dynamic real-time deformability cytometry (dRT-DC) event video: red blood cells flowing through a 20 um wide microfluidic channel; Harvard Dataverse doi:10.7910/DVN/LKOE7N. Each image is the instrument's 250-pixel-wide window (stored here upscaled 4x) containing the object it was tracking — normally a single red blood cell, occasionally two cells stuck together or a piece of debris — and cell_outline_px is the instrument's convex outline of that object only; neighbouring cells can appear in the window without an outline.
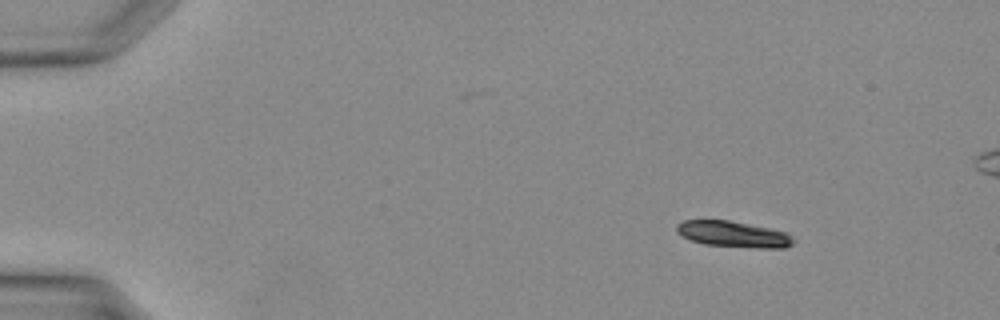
{"species": "Egyptian fruit bat (a non-hibernating species)", "species_latin": "Rousettus aegyptiacus", "temperature_condition": "warm", "stored_images_in_passage": 9, "camera_frame_rate_fps": 3000, "um_per_image_px": 0.085, "animal": {"sex": "female"}, "frame": {"image": 1, "passage_image": 1, "time_ms": 0.0, "image_size_px": [1000, 320], "cell_outline_px": [[796, 240], [792, 244], [784, 248], [756, 248], [704, 244], [692, 240], [676, 232], [676, 224], [684, 220], [728, 220], [788, 232]], "centroid_in_image_um": [62.37, 19.91], "position_along_channel_um": 22.6, "area_um2": 17.69}}